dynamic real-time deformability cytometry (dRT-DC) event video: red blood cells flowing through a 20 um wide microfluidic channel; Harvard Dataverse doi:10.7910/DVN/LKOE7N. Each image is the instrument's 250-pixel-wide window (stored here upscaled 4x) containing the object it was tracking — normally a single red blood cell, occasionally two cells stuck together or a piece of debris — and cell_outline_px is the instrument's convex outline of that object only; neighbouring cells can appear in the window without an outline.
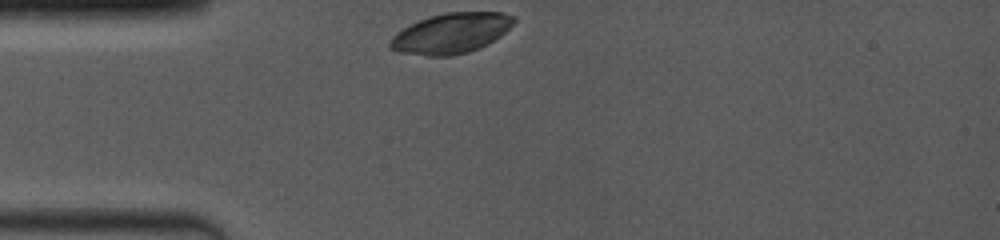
{"species": "common noctule bat (a hibernating species)", "species_latin": "Nyctalus noctula", "temperature_condition": "room temperature", "stored_images_in_passage": 3, "camera_frame_rate_fps": 4000, "um_per_image_px": 0.085, "animal": {"sex": "female", "body_mass_g": 19.0, "forearm_length_mm": 53.3}, "frame": {"image": 1, "passage_image": 1, "time_ms": 0.0, "image_size_px": [1000, 240], "cell_outline_px": [[516, 20], [500, 36], [488, 44], [468, 52], [452, 56], [428, 56], [400, 52], [392, 48], [388, 44], [392, 36], [396, 32], [428, 16], [444, 12], [500, 12], [516, 16]], "centroid_in_image_um": [38.35, 2.82], "position_along_channel_um": 46.6, "area_um2": 28.96}}
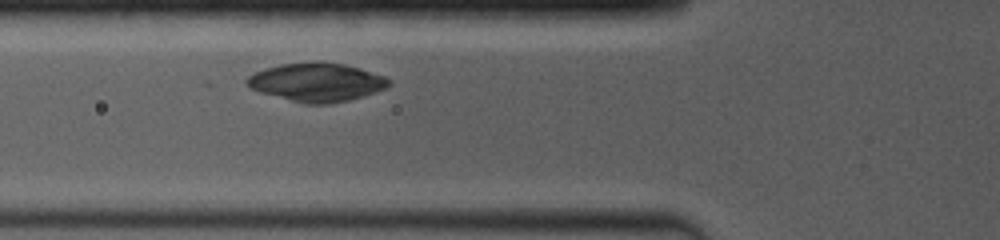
{"frame": {"image": 2, "passage_image": 3, "time_ms": 0.5, "image_size_px": [1000, 240], "cell_outline_px": [[392, 84], [384, 88], [348, 100], [328, 104], [304, 104], [260, 92], [248, 88], [244, 84], [244, 80], [248, 76], [264, 68], [280, 64], [312, 60], [316, 60], [344, 64], [384, 76], [392, 80]], "centroid_in_image_um": [26.84, 6.97], "position_along_channel_um": 99.0, "area_um2": 32.08}}